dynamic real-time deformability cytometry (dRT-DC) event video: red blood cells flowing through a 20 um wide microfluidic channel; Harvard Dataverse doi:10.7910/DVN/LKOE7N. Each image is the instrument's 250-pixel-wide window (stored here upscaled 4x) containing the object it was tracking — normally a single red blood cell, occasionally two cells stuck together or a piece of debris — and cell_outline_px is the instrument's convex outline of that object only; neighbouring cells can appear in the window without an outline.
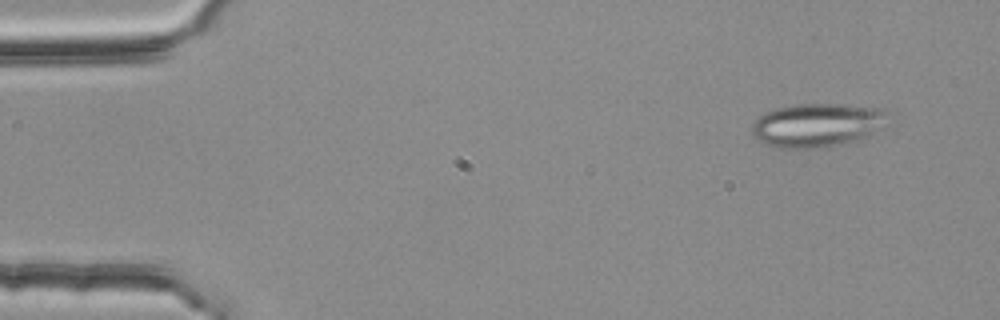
{"species": "common noctule bat (a hibernating species)", "species_latin": "Nyctalus noctula", "temperature_condition": "room temperature", "stored_images_in_passage": 3, "camera_frame_rate_fps": 3000, "um_per_image_px": 0.085, "animal": {"sex": "female", "body_mass_g": 25.1}, "frame": {"image": 1, "passage_image": 1, "time_ms": 0.0, "image_size_px": [1000, 320], "cell_outline_px": [[888, 124], [868, 136], [860, 140], [820, 148], [780, 148], [756, 140], [752, 136], [752, 124], [760, 116], [776, 108], [796, 104], [840, 104], [888, 108]], "centroid_in_image_um": [69.53, 10.63], "position_along_channel_um": 15.5, "area_um2": 35.08}}